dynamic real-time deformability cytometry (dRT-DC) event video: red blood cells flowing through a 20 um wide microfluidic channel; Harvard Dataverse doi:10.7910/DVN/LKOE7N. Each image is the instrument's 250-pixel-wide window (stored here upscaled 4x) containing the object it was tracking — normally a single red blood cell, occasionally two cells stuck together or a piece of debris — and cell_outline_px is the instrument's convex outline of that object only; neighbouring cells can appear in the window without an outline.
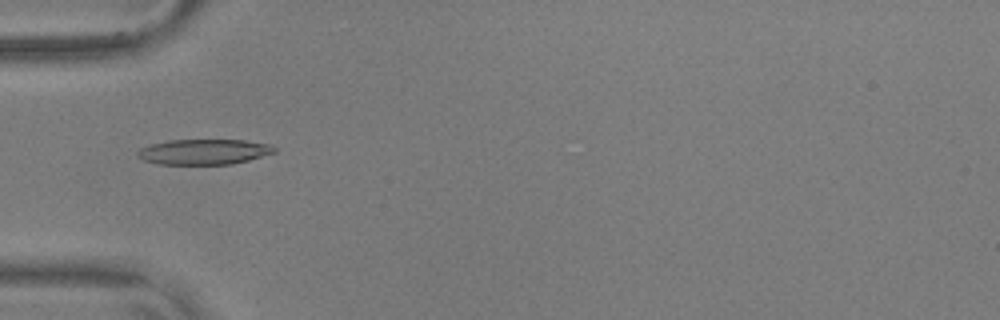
{"species": "common noctule bat (a hibernating species)", "species_latin": "Nyctalus noctula", "temperature_condition": "warm", "stored_images_in_passage": 56, "camera_frame_rate_fps": 3000, "um_per_image_px": 0.085, "animal": {"sex": "male", "body_mass_g": 17.9, "forearm_length_mm": 54.2}, "frame": {"image": 1, "passage_image": 19, "time_ms": 6.0, "image_size_px": [1000, 320], "cell_outline_px": [[276, 152], [248, 160], [232, 164], [160, 164], [144, 160], [136, 156], [136, 152], [140, 148], [152, 144], [168, 140], [244, 140], [272, 144], [276, 148]], "centroid_in_image_um": [17.35, 12.9], "position_along_channel_um": 67.7, "area_um2": 20.23}}
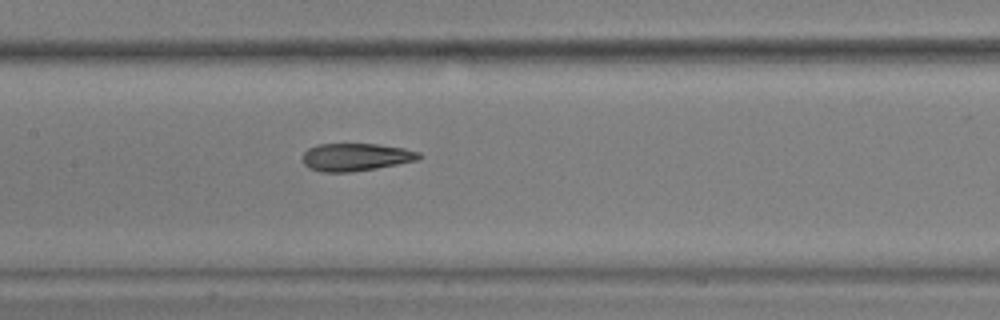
{"frame": {"image": 2, "passage_image": 28, "time_ms": 9.0, "image_size_px": [1000, 320], "cell_outline_px": [[420, 160], [376, 168], [352, 172], [324, 172], [308, 168], [304, 164], [304, 152], [308, 148], [316, 144], [376, 144], [404, 148], [420, 152]], "centroid_in_image_um": [30.25, 13.35], "position_along_channel_um": 177.1, "area_um2": 18.79}}
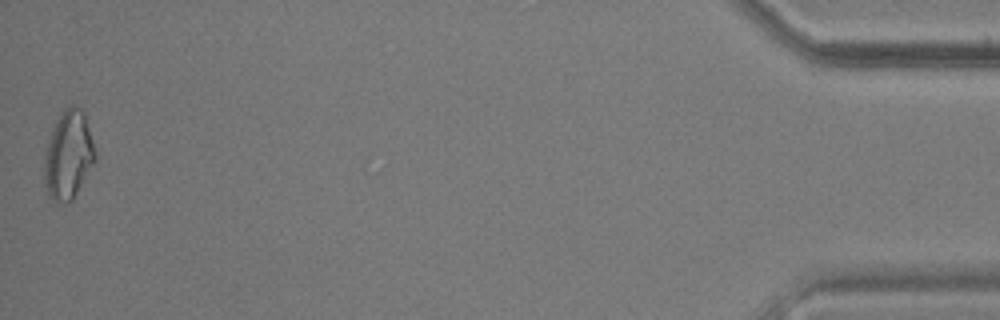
{"frame": {"image": 3, "passage_image": 56, "time_ms": 18.333, "image_size_px": [1000, 320], "cell_outline_px": [[96, 160], [72, 200], [68, 204], [56, 204], [48, 196], [44, 184], [44, 156], [52, 128], [60, 112], [64, 108], [72, 104], [80, 108], [84, 112], [96, 152]], "centroid_in_image_um": [5.8, 13.21], "position_along_channel_um": 429.4, "area_um2": 26.59}, "authors_computed_cell_mechanics": {"area_um2": 19.2763, "velocity_mm_per_s": 3.6415, "shape_relaxation_time_tau1_ms": null, "shape_relaxation_time_tau2_ms": 1.8682, "deformation_change_tau1": null, "deformation_change_tau2": 0.0915}}